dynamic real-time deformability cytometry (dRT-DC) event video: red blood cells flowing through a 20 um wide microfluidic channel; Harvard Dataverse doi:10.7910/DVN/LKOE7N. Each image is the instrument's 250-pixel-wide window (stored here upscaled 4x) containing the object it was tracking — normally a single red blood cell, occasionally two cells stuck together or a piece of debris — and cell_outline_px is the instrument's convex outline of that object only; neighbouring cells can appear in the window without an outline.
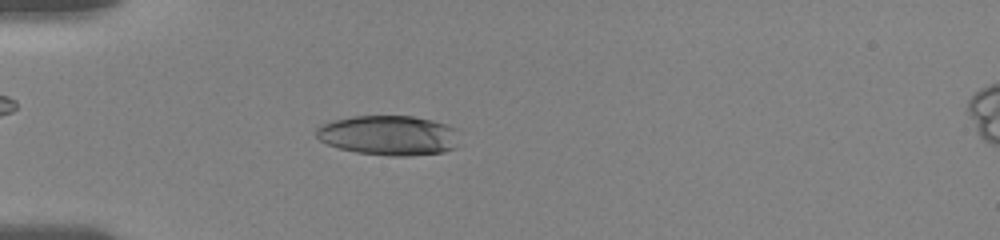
{"species": "human", "species_latin": "Homo sapiens", "temperature_condition": "room temperature", "stored_images_in_passage": 71, "camera_frame_rate_fps": 3000, "um_per_image_px": 0.085, "donor": {"sex": "female"}, "frame": {"image": 1, "passage_image": 19, "time_ms": 5.333, "image_size_px": [1000, 240], "cell_outline_px": [[456, 148], [444, 152], [408, 156], [392, 156], [356, 152], [340, 148], [328, 144], [320, 140], [316, 136], [316, 128], [320, 124], [332, 120], [352, 116], [412, 116], [432, 120], [456, 128]], "centroid_in_image_um": [33.02, 11.5], "position_along_channel_um": 52.0, "area_um2": 33.23}}
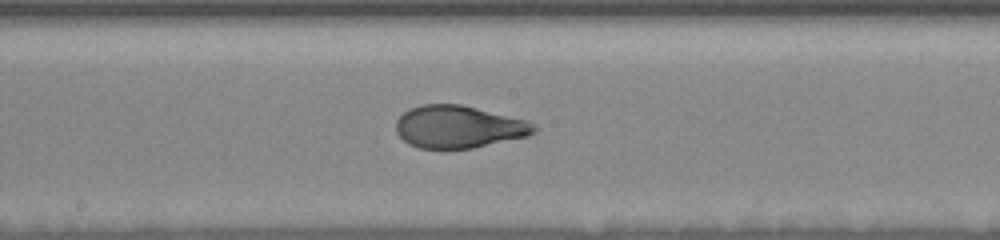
{"frame": {"image": 2, "passage_image": 38, "time_ms": 10.0, "image_size_px": [1000, 240], "cell_outline_px": [[536, 132], [528, 136], [472, 148], [420, 148], [408, 144], [396, 132], [396, 120], [408, 108], [420, 104], [460, 104], [524, 120], [532, 124], [536, 128]], "centroid_in_image_um": [38.93, 10.78], "position_along_channel_um": 209.3, "area_um2": 33.81}}
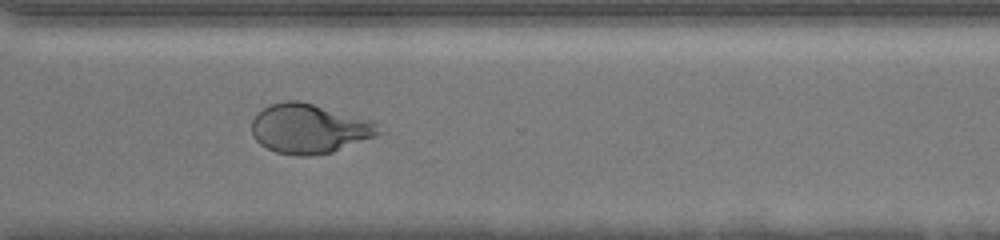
{"frame": {"image": 3, "passage_image": 53, "time_ms": 13.667, "image_size_px": [1000, 240], "cell_outline_px": [[384, 132], [376, 136], [332, 152], [312, 156], [296, 156], [276, 152], [260, 144], [252, 136], [252, 120], [256, 112], [272, 104], [284, 100], [300, 100], [372, 120]], "centroid_in_image_um": [26.28, 10.93], "position_along_channel_um": 344.3, "area_um2": 36.88}, "authors_computed_cell_mechanics": {"area_um2": 35.2002, "velocity_mm_per_s": 3.7007, "shape_relaxation_time_tau1_ms": 4.8079, "shape_relaxation_time_tau2_ms": 0.7463, "deformation_change_tau1": 0.194, "deformation_change_tau2": 0.0623}}